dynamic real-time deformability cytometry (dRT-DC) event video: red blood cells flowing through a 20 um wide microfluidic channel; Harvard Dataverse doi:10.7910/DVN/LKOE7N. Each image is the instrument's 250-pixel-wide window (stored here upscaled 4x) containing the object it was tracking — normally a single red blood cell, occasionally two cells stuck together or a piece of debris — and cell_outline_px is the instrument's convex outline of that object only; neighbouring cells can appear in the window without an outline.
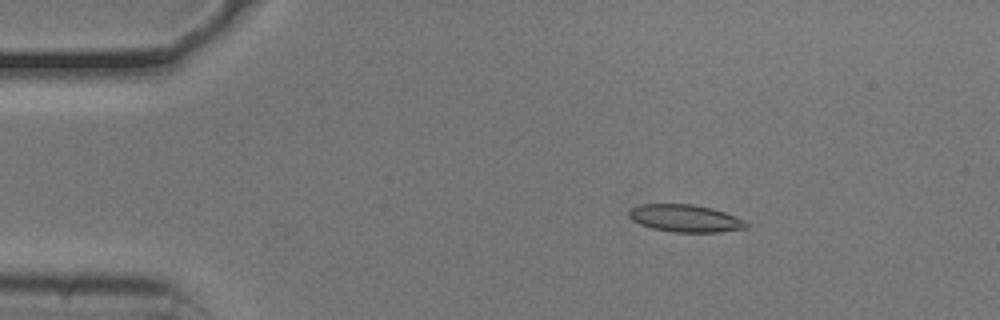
{"species": "common noctule bat (a hibernating species)", "species_latin": "Nyctalus noctula", "temperature_condition": "cold", "stored_images_in_passage": 49, "camera_frame_rate_fps": 3000, "um_per_image_px": 0.085, "animal": {"sex": "male", "body_mass_g": 20.5, "forearm_length_mm": 52.5}, "frame": {"image": 1, "passage_image": 5, "time_ms": 1.333, "image_size_px": [1000, 320], "cell_outline_px": [[748, 228], [720, 232], [672, 232], [652, 228], [640, 224], [632, 220], [628, 216], [628, 212], [632, 208], [640, 204], [692, 204], [712, 208], [724, 212], [744, 220], [748, 224]], "centroid_in_image_um": [58.24, 18.56], "position_along_channel_um": 26.8, "area_um2": 18.73}}
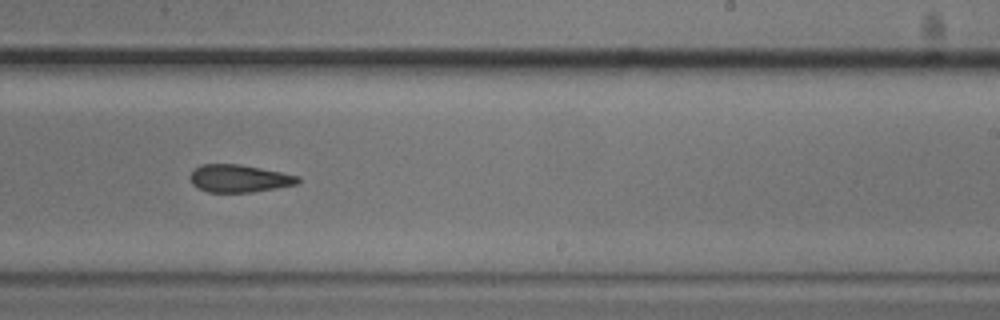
{"frame": {"image": 2, "passage_image": 29, "time_ms": 9.333, "image_size_px": [1000, 320], "cell_outline_px": [[300, 180], [296, 184], [276, 188], [252, 192], [208, 192], [192, 184], [192, 172], [200, 164], [240, 164], [300, 176]], "centroid_in_image_um": [20.35, 15.16], "position_along_channel_um": 268.7, "area_um2": 17.05}}
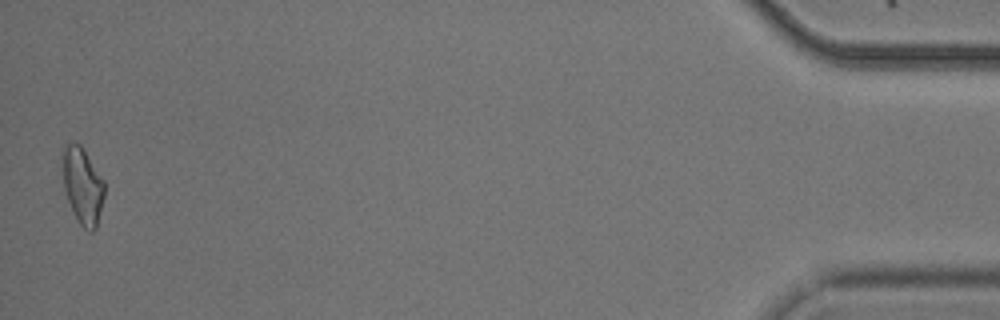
{"frame": {"image": 3, "passage_image": 49, "time_ms": 16.0, "image_size_px": [1000, 320], "cell_outline_px": [[104, 196], [96, 228], [92, 232], [88, 232], [80, 224], [68, 200], [64, 188], [60, 156], [64, 144], [80, 144], [104, 180]], "centroid_in_image_um": [7.0, 15.76], "position_along_channel_um": 428.2, "area_um2": 18.67}, "authors_computed_cell_mechanics": {"area_um2": 18.207, "velocity_mm_per_s": 3.7781, "shape_relaxation_time_tau1_ms": 9.7271, "shape_relaxation_time_tau2_ms": 4.5001, "deformation_change_tau1": 0.1908, "deformation_change_tau2": 0.1396}}